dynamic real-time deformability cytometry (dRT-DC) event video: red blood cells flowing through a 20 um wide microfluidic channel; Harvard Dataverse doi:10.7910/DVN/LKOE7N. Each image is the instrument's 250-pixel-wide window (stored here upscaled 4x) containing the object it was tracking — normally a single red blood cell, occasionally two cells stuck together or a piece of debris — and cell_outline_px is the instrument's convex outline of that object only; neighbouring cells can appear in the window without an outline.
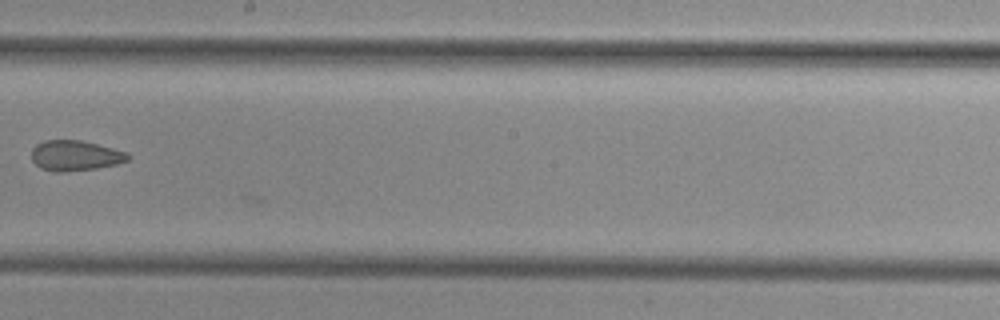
{"species": "common noctule bat (a hibernating species)", "species_latin": "Nyctalus noctula", "temperature_condition": "cold", "stored_images_in_passage": 28, "camera_frame_rate_fps": 3000, "um_per_image_px": 0.085, "animal": {"sex": "female", "body_mass_g": 29.2, "forearm_length_mm": 56.3}, "frame": {"image": 1, "passage_image": 27, "time_ms": 8.667, "image_size_px": [1000, 320], "cell_outline_px": [[128, 160], [116, 164], [96, 168], [64, 172], [52, 172], [40, 168], [32, 160], [32, 148], [36, 144], [44, 140], [80, 140], [128, 152]], "centroid_in_image_um": [6.35, 13.23], "position_along_channel_um": 241.8, "area_um2": 16.99}}